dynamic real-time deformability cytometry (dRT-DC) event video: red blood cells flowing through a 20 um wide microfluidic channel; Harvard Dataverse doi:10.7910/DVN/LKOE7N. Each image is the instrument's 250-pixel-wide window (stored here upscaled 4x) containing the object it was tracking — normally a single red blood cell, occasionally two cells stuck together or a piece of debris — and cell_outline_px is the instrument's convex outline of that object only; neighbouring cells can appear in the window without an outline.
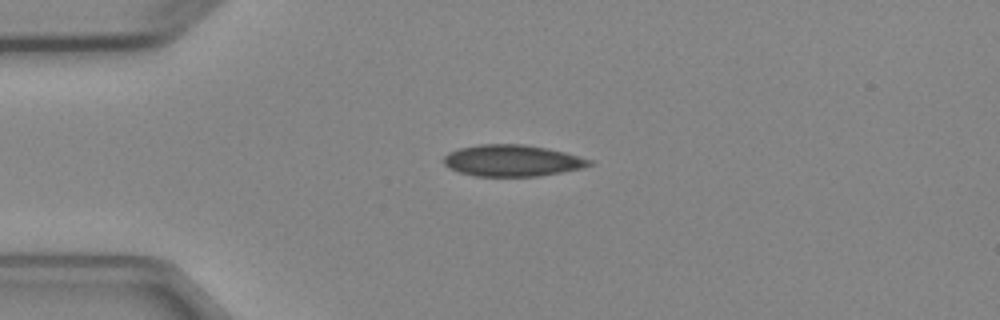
{"species": "Egyptian fruit bat (a non-hibernating species)", "species_latin": "Rousettus aegyptiacus", "temperature_condition": "cold", "stored_images_in_passage": 3, "camera_frame_rate_fps": 3000, "um_per_image_px": 0.085, "animal": {"sex": "female"}, "frame": {"image": 1, "passage_image": 1, "time_ms": 0.0, "image_size_px": [1000, 320], "cell_outline_px": [[596, 164], [580, 168], [560, 172], [536, 176], [476, 176], [460, 172], [444, 164], [444, 156], [448, 152], [460, 148], [480, 144], [524, 144], [548, 148], [580, 156], [592, 160]], "centroid_in_image_um": [43.57, 13.64], "position_along_channel_um": 41.4, "area_um2": 26.59}}